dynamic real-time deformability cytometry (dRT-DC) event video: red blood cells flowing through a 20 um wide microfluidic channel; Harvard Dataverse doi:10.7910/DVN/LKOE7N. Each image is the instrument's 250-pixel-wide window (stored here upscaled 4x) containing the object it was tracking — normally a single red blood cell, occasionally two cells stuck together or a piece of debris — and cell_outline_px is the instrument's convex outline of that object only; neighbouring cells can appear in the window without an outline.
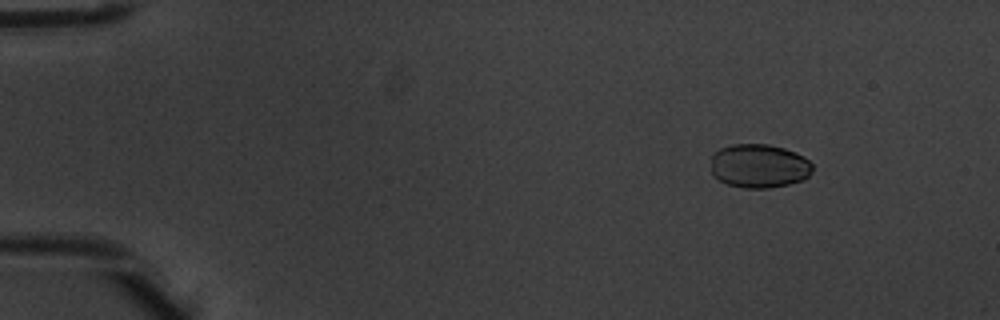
{"species": "common noctule bat (a hibernating species)", "species_latin": "Nyctalus noctula", "temperature_condition": "warm", "stored_images_in_passage": 6, "camera_frame_rate_fps": 3000, "um_per_image_px": 0.085, "animal": {"sex": "male", "body_mass_g": 20.1, "forearm_length_mm": 53.5}, "frame": {"image": 1, "passage_image": 2, "time_ms": 0.333, "image_size_px": [1000, 320], "cell_outline_px": [[812, 172], [804, 180], [788, 184], [768, 188], [744, 188], [728, 184], [712, 176], [712, 152], [720, 148], [732, 144], [768, 144], [784, 148], [796, 152], [804, 156], [812, 164]], "centroid_in_image_um": [64.52, 14.1], "position_along_channel_um": 20.5, "area_um2": 26.18}}